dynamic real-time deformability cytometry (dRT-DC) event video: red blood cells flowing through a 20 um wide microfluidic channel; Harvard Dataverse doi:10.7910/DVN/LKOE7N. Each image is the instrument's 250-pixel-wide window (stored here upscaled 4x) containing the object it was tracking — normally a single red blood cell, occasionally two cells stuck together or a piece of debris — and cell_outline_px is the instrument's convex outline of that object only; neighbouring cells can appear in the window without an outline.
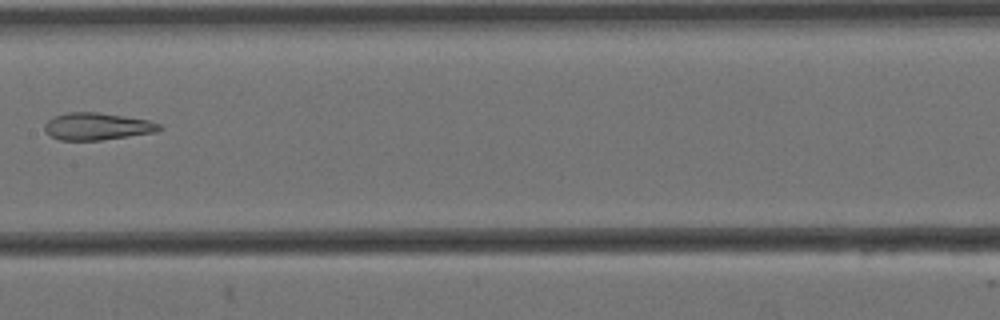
{"species": "Egyptian fruit bat (a non-hibernating species)", "species_latin": "Rousettus aegyptiacus", "temperature_condition": "cold", "stored_images_in_passage": 10, "camera_frame_rate_fps": 3000, "um_per_image_px": 0.085, "animal": {"sex": "female"}, "frame": {"image": 1, "passage_image": 9, "time_ms": 2.667, "image_size_px": [1000, 320], "cell_outline_px": [[164, 128], [156, 132], [100, 140], [60, 140], [44, 132], [44, 124], [52, 116], [68, 112], [100, 112], [148, 120], [160, 124]], "centroid_in_image_um": [8.23, 10.73], "position_along_channel_um": 199.2, "area_um2": 18.26}}
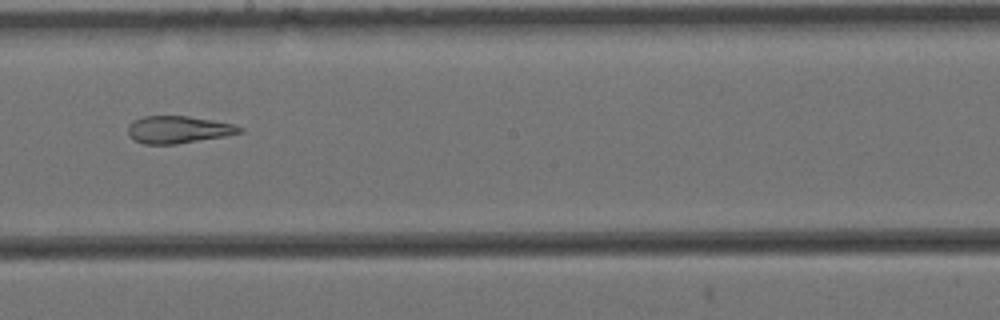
{"frame": {"image": 2, "passage_image": 10, "time_ms": 3.0, "image_size_px": [1000, 320], "cell_outline_px": [[244, 132], [224, 136], [176, 144], [144, 144], [132, 140], [128, 136], [128, 124], [144, 116], [188, 116], [212, 120], [232, 124], [244, 128]], "centroid_in_image_um": [15.13, 11.02], "position_along_channel_um": 233.1, "area_um2": 17.74}}